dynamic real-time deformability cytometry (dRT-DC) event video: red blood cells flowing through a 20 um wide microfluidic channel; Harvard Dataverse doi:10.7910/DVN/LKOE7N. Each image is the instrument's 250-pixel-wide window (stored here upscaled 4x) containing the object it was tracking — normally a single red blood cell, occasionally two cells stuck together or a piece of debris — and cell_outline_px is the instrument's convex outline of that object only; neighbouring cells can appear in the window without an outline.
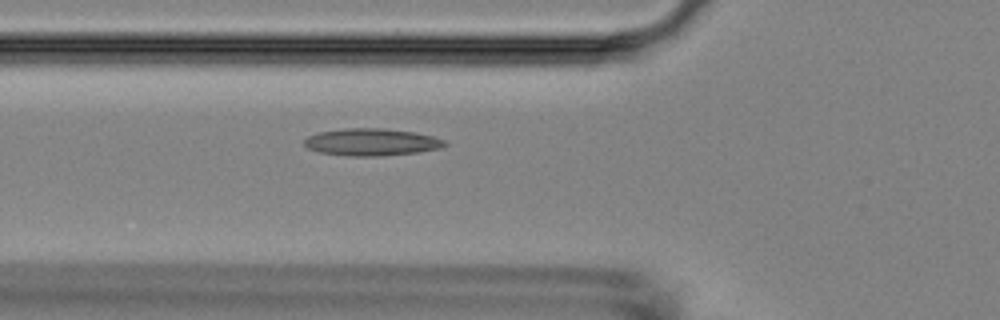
{"species": "Egyptian fruit bat (a non-hibernating species)", "species_latin": "Rousettus aegyptiacus", "temperature_condition": "room temperature", "stored_images_in_passage": 38, "camera_frame_rate_fps": 3000, "um_per_image_px": 0.085, "animal": {"sex": "female"}, "frame": {"image": 1, "passage_image": 3, "time_ms": 0.667, "image_size_px": [1000, 320], "cell_outline_px": [[448, 144], [440, 148], [416, 152], [380, 156], [348, 156], [320, 152], [308, 148], [304, 144], [304, 140], [308, 136], [316, 132], [344, 128], [384, 128], [416, 132], [432, 136], [444, 140]], "centroid_in_image_um": [31.56, 12.07], "position_along_channel_um": 94.2, "area_um2": 22.31}}
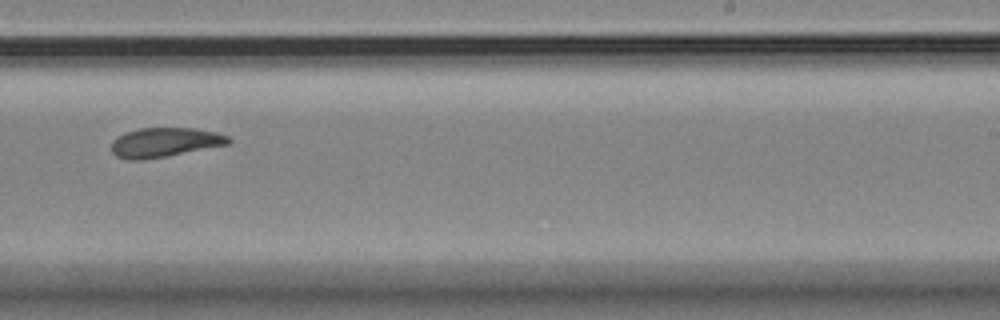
{"frame": {"image": 2, "passage_image": 18, "time_ms": 5.667, "image_size_px": [1000, 320], "cell_outline_px": [[232, 144], [144, 160], [128, 160], [116, 156], [112, 152], [112, 140], [128, 132], [140, 128], [196, 128], [216, 132], [228, 136], [232, 140]], "centroid_in_image_um": [14.05, 12.11], "position_along_channel_um": 274.9, "area_um2": 20.11}}
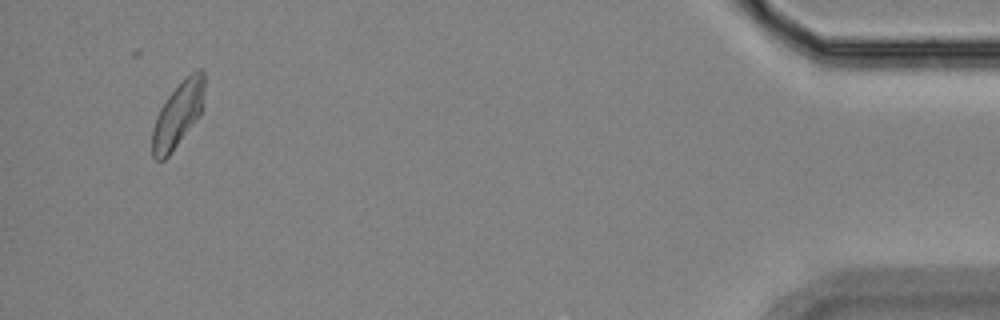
{"frame": {"image": 3, "passage_image": 36, "time_ms": 11.667, "image_size_px": [1000, 320], "cell_outline_px": [[204, 104], [200, 116], [172, 152], [164, 160], [156, 160], [152, 156], [152, 128], [156, 116], [160, 108], [168, 96], [184, 76], [196, 68], [200, 68], [204, 72]], "centroid_in_image_um": [15.14, 9.71], "position_along_channel_um": 420.1, "area_um2": 20.29}, "authors_computed_cell_mechanics": {"area_um2": 20.0277, "velocity_mm_per_s": 3.6104, "shape_relaxation_time_tau1_ms": null, "shape_relaxation_time_tau2_ms": 6.6432, "deformation_change_tau1": null, "deformation_change_tau2": 0.1311}}